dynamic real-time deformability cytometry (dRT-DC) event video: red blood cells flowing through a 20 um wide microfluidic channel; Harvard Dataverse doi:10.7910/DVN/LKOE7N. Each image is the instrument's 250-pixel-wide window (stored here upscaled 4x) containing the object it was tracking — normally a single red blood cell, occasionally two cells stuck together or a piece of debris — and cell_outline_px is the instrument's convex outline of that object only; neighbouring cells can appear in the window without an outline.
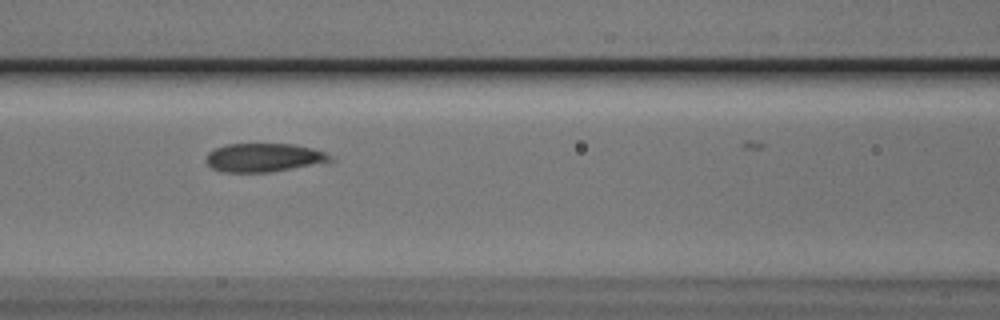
{"species": "Egyptian fruit bat (a non-hibernating species)", "species_latin": "Rousettus aegyptiacus", "temperature_condition": "cold", "stored_images_in_passage": 8, "camera_frame_rate_fps": 3000, "um_per_image_px": 0.085, "animal": {"sex": "male"}, "frame": {"image": 1, "passage_image": 5, "time_ms": 1.333, "image_size_px": [1000, 320], "cell_outline_px": [[336, 160], [268, 172], [224, 172], [212, 168], [204, 160], [208, 152], [224, 144], [292, 144], [312, 148], [324, 152], [332, 156]], "centroid_in_image_um": [22.39, 13.38], "position_along_channel_um": 144.2, "area_um2": 20.52}}